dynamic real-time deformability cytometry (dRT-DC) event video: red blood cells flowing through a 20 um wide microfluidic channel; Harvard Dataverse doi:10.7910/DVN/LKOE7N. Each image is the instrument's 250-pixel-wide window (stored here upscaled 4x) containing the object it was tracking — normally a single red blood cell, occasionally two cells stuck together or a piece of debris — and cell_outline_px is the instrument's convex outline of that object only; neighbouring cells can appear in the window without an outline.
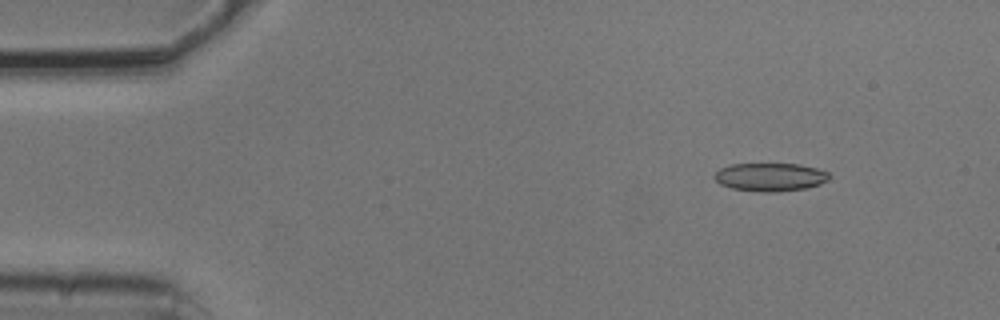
{"species": "common noctule bat (a hibernating species)", "species_latin": "Nyctalus noctula", "temperature_condition": "cold", "stored_images_in_passage": 3, "camera_frame_rate_fps": 3000, "um_per_image_px": 0.085, "animal": {"sex": "male", "body_mass_g": 20.5, "forearm_length_mm": 52.5}, "frame": {"image": 1, "passage_image": 1, "time_ms": 0.0, "image_size_px": [1000, 320], "cell_outline_px": [[832, 176], [828, 180], [820, 184], [808, 188], [776, 192], [760, 192], [732, 188], [720, 184], [712, 176], [720, 168], [732, 164], [800, 164], [816, 168], [828, 172]], "centroid_in_image_um": [65.49, 15.05], "position_along_channel_um": 19.5, "area_um2": 19.02}}
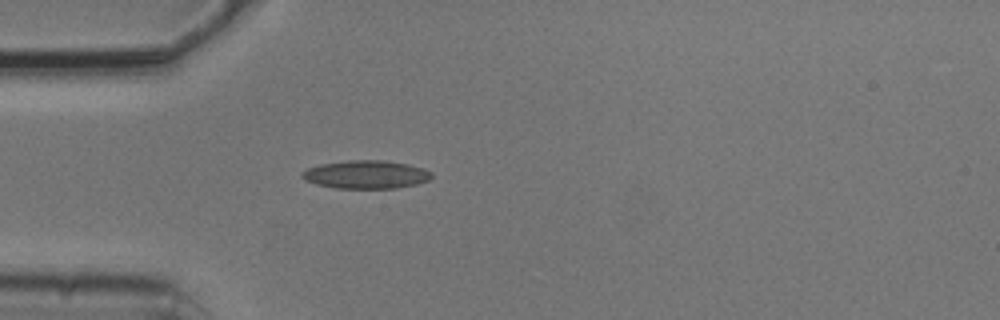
{"frame": {"image": 2, "passage_image": 3, "time_ms": 0.667, "image_size_px": [1000, 320], "cell_outline_px": [[432, 176], [428, 180], [416, 184], [396, 188], [336, 188], [316, 184], [304, 180], [300, 176], [308, 168], [320, 164], [348, 160], [380, 160], [408, 164], [424, 168], [432, 172]], "centroid_in_image_um": [31.11, 14.83], "position_along_channel_um": 53.9, "area_um2": 21.21}}